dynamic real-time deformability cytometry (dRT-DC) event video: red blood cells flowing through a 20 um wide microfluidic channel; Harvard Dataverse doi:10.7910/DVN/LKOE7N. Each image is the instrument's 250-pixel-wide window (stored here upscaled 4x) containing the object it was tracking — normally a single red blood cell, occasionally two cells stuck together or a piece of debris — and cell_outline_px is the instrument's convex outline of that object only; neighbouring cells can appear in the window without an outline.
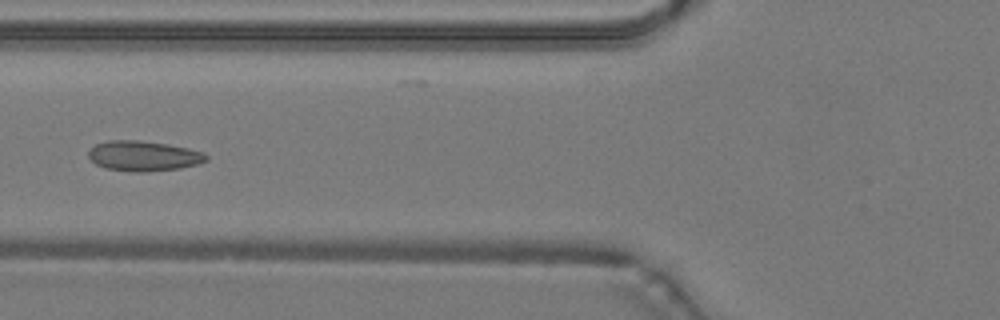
{"species": "common noctule bat (a hibernating species)", "species_latin": "Nyctalus noctula", "temperature_condition": "warm", "stored_images_in_passage": 49, "camera_frame_rate_fps": 3000, "um_per_image_px": 0.085, "animal": {"sex": "male", "body_mass_g": 19.2, "forearm_length_mm": 51.8}, "frame": {"image": 1, "passage_image": 20, "time_ms": 6.333, "image_size_px": [1000, 320], "cell_outline_px": [[208, 160], [196, 164], [180, 168], [148, 172], [132, 172], [104, 168], [96, 164], [88, 156], [88, 152], [96, 144], [108, 140], [136, 140], [168, 144], [188, 148], [204, 152], [208, 156]], "centroid_in_image_um": [12.2, 13.26], "position_along_channel_um": 113.6, "area_um2": 20.75}}
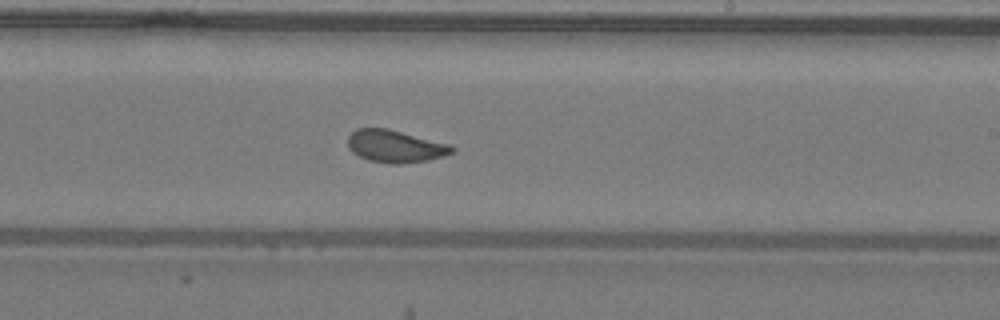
{"frame": {"image": 2, "passage_image": 30, "time_ms": 9.667, "image_size_px": [1000, 320], "cell_outline_px": [[456, 148], [452, 152], [444, 156], [428, 160], [400, 164], [388, 164], [368, 160], [352, 152], [348, 148], [348, 136], [356, 128], [388, 128], [452, 144]], "centroid_in_image_um": [33.61, 12.43], "position_along_channel_um": 255.4, "area_um2": 19.94}}
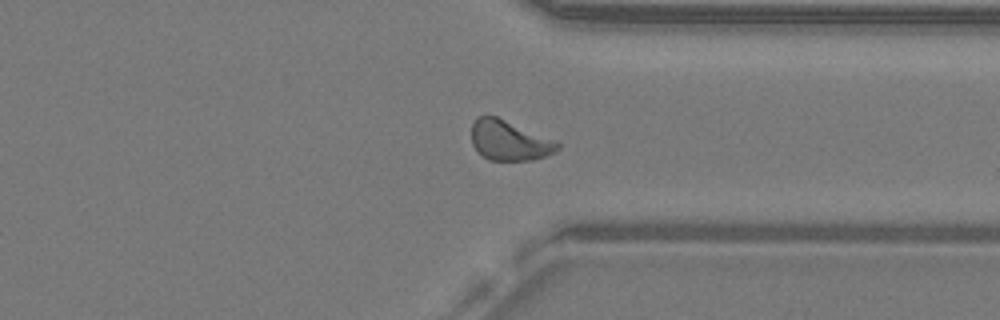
{"frame": {"image": 3, "passage_image": 38, "time_ms": 12.333, "image_size_px": [1000, 320], "cell_outline_px": [[560, 148], [556, 152], [532, 160], [488, 160], [472, 144], [472, 124], [476, 116], [496, 116], [556, 140], [560, 144]], "centroid_in_image_um": [43.31, 11.93], "position_along_channel_um": 368.1, "area_um2": 20.0}, "authors_computed_cell_mechanics": {"area_um2": 19.9988, "velocity_mm_per_s": 4.2472, "shape_relaxation_time_tau1_ms": 4.485, "shape_relaxation_time_tau2_ms": 0.8441, "deformation_change_tau1": 0.1294, "deformation_change_tau2": 0.0553}}